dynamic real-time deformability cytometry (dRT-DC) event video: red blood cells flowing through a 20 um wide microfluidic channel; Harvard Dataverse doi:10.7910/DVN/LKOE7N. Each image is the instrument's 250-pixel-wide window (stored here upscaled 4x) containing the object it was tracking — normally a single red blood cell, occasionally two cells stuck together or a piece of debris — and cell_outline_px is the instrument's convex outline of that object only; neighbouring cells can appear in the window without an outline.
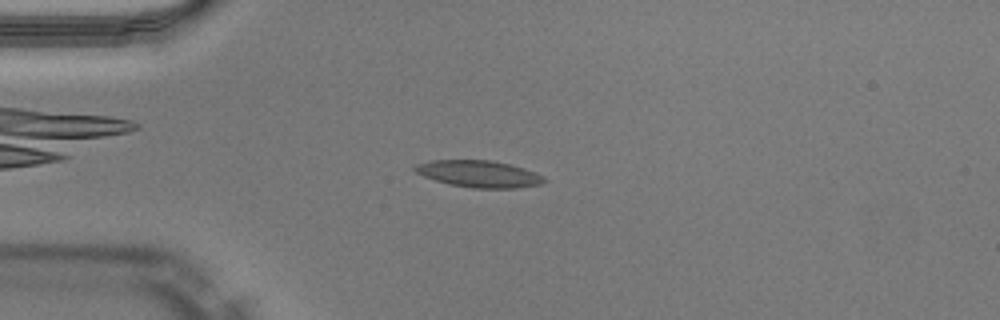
{"species": "Egyptian fruit bat (a non-hibernating species)", "species_latin": "Rousettus aegyptiacus", "temperature_condition": "warm", "stored_images_in_passage": 44, "camera_frame_rate_fps": 3000, "um_per_image_px": 0.085, "animal": {"sex": "male"}, "frame": {"image": 1, "passage_image": 7, "time_ms": 2.0, "image_size_px": [1000, 320], "cell_outline_px": [[548, 180], [540, 184], [516, 188], [472, 188], [448, 184], [424, 176], [416, 172], [412, 168], [416, 164], [428, 160], [492, 160], [524, 168], [536, 172], [544, 176]], "centroid_in_image_um": [40.71, 14.77], "position_along_channel_um": 44.3, "area_um2": 20.29}}
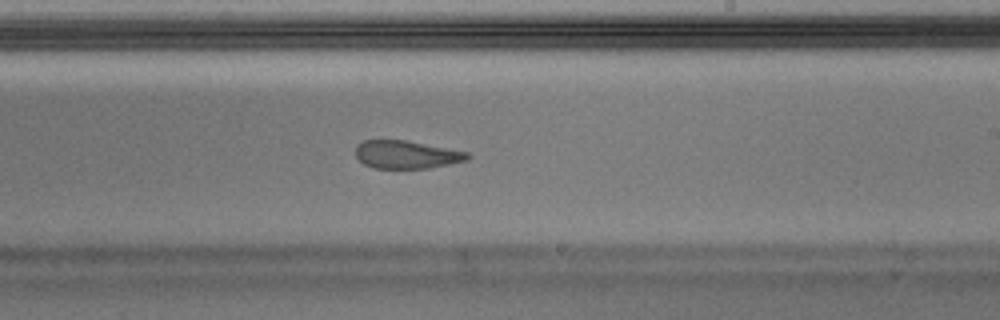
{"frame": {"image": 2, "passage_image": 24, "time_ms": 7.667, "image_size_px": [1000, 320], "cell_outline_px": [[472, 156], [468, 160], [428, 168], [372, 168], [364, 164], [356, 156], [356, 144], [364, 140], [404, 140], [468, 152]], "centroid_in_image_um": [34.54, 13.14], "position_along_channel_um": 254.5, "area_um2": 18.15}}
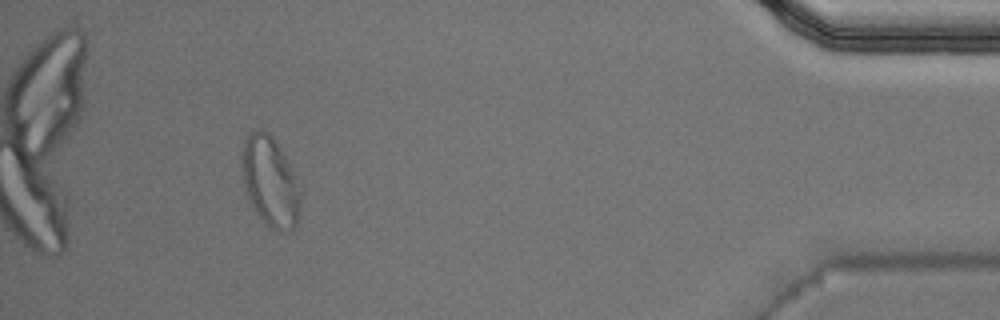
{"frame": {"image": 3, "passage_image": 40, "time_ms": 13.0, "image_size_px": [1000, 320], "cell_outline_px": [[300, 208], [296, 224], [292, 228], [272, 228], [256, 212], [244, 188], [244, 140], [256, 128], [272, 136], [284, 156], [288, 164], [300, 192]], "centroid_in_image_um": [22.97, 15.43], "position_along_channel_um": 412.2, "area_um2": 28.9}, "authors_computed_cell_mechanics": {"area_um2": 19.941, "velocity_mm_per_s": 4.0579, "shape_relaxation_time_tau1_ms": null, "shape_relaxation_time_tau2_ms": 1.1879, "deformation_change_tau1": null, "deformation_change_tau2": 0.0852}}